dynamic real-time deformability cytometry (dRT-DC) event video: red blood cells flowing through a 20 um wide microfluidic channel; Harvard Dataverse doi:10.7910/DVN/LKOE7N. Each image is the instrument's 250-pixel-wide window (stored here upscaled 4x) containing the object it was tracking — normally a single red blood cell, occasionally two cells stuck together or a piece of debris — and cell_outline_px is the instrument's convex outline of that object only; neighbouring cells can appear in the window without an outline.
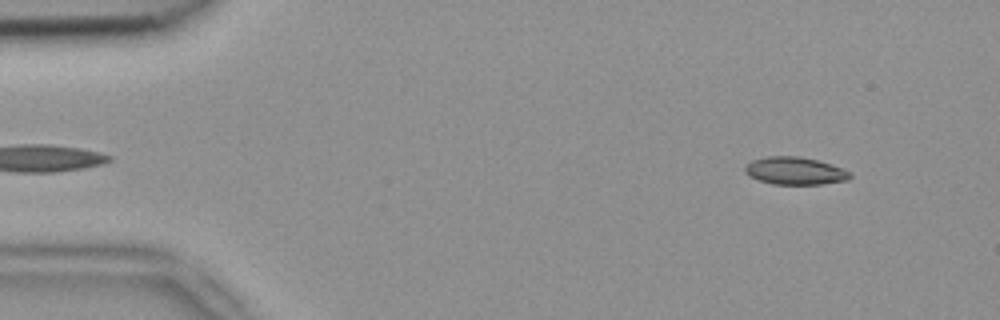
{"species": "common noctule bat (a hibernating species)", "species_latin": "Nyctalus noctula", "temperature_condition": "room temperature", "stored_images_in_passage": 4, "camera_frame_rate_fps": 3000, "um_per_image_px": 0.085, "animal": {"sex": "female", "body_mass_g": 18.4}, "frame": {"image": 1, "passage_image": 1, "time_ms": 0.0, "image_size_px": [1000, 320], "cell_outline_px": [[852, 176], [848, 180], [820, 184], [772, 184], [748, 176], [744, 172], [744, 168], [752, 160], [768, 156], [800, 156], [816, 160], [852, 172]], "centroid_in_image_um": [67.55, 14.52], "position_along_channel_um": 17.4, "area_um2": 16.76}}
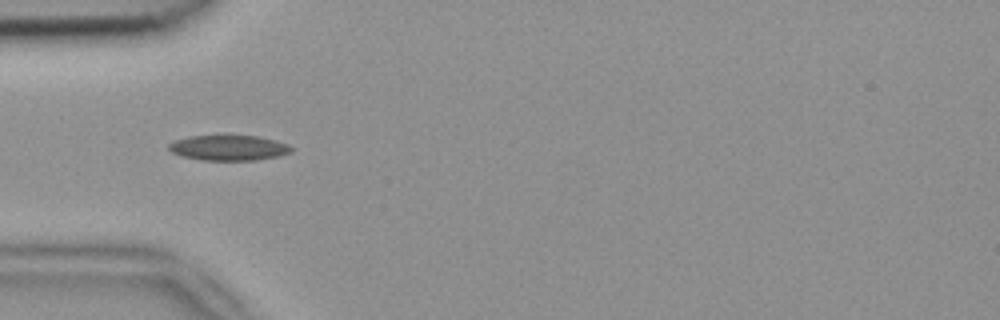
{"frame": {"image": 2, "passage_image": 4, "time_ms": 1.0, "image_size_px": [1000, 320], "cell_outline_px": [[292, 152], [280, 156], [256, 160], [200, 160], [180, 156], [172, 152], [168, 148], [168, 144], [176, 140], [188, 136], [228, 132], [256, 136], [276, 140], [288, 144], [292, 148]], "centroid_in_image_um": [19.42, 12.51], "position_along_channel_um": 65.6, "area_um2": 19.07}}